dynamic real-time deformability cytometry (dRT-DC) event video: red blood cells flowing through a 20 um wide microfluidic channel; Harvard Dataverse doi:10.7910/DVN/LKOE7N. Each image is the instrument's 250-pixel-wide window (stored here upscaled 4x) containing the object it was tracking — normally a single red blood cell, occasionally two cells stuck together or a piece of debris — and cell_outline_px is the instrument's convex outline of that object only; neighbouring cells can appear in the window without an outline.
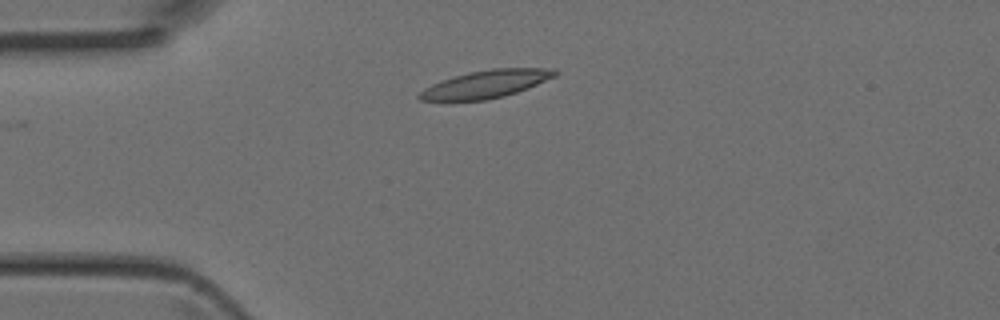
{"species": "Egyptian fruit bat (a non-hibernating species)", "species_latin": "Rousettus aegyptiacus", "temperature_condition": "room temperature", "stored_images_in_passage": 2, "camera_frame_rate_fps": 3000, "um_per_image_px": 0.085, "animal": {"sex": "female"}, "frame": {"image": 1, "passage_image": 2, "time_ms": 0.333, "image_size_px": [1000, 320], "cell_outline_px": [[560, 72], [556, 76], [528, 88], [504, 96], [488, 100], [420, 100], [416, 96], [424, 88], [432, 84], [452, 76], [468, 72], [492, 68], [556, 68]], "centroid_in_image_um": [41.34, 7.13], "position_along_channel_um": 43.7, "area_um2": 21.96}}